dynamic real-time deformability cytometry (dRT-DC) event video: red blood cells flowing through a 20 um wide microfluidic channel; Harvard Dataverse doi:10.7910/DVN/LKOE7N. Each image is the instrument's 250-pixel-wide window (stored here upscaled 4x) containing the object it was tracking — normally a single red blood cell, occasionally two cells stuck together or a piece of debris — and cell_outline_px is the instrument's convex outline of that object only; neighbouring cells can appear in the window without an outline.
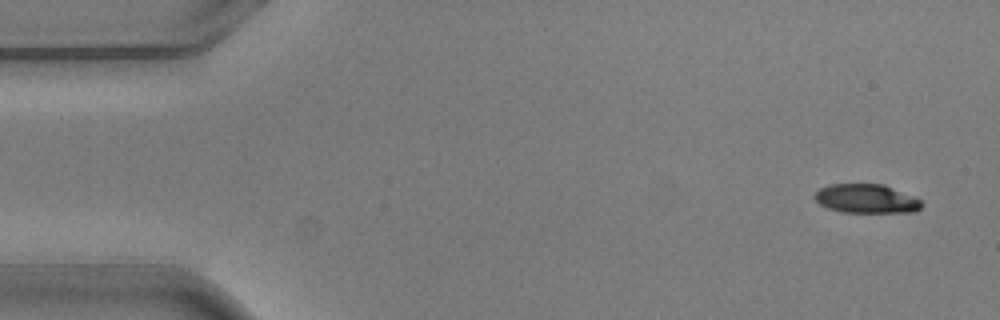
{"species": "common noctule bat (a hibernating species)", "species_latin": "Nyctalus noctula", "temperature_condition": "warm", "stored_images_in_passage": 3, "camera_frame_rate_fps": 3000, "um_per_image_px": 0.085, "animal": {"sex": "male", "body_mass_g": 20.5, "forearm_length_mm": 52.5}, "frame": {"image": 1, "passage_image": 1, "time_ms": 0.0, "image_size_px": [1000, 320], "cell_outline_px": [[924, 204], [916, 212], [844, 212], [828, 208], [820, 204], [812, 196], [820, 188], [828, 184], [884, 184], [920, 200]], "centroid_in_image_um": [73.62, 16.89], "position_along_channel_um": 11.4, "area_um2": 17.98}}